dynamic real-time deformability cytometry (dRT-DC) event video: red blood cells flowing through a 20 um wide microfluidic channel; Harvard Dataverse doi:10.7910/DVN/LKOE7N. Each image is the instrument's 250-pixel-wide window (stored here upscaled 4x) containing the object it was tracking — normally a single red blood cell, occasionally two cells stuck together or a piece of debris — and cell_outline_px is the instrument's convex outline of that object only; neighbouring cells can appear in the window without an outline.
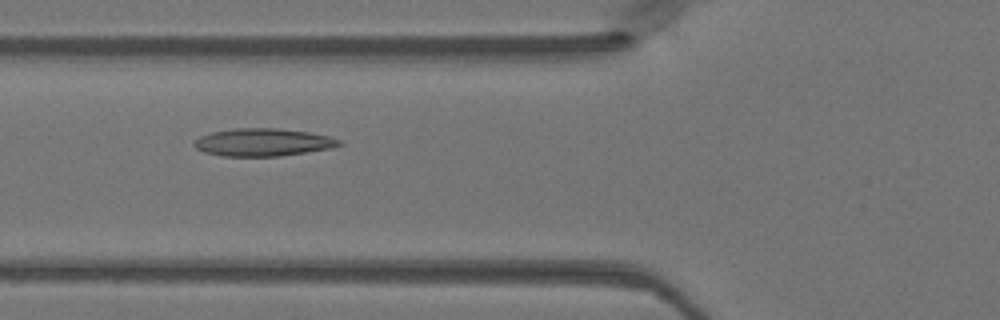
{"species": "Egyptian fruit bat (a non-hibernating species)", "species_latin": "Rousettus aegyptiacus", "temperature_condition": "warm", "stored_images_in_passage": 46, "camera_frame_rate_fps": 3000, "um_per_image_px": 0.085, "animal": {"sex": "female"}, "frame": {"image": 1, "passage_image": 16, "time_ms": 5.0, "image_size_px": [1000, 320], "cell_outline_px": [[344, 144], [332, 148], [280, 156], [220, 156], [204, 152], [196, 148], [192, 144], [200, 136], [212, 132], [236, 128], [276, 128], [308, 132], [328, 136], [340, 140]], "centroid_in_image_um": [22.35, 12.1], "position_along_channel_um": 103.5, "area_um2": 23.35}}
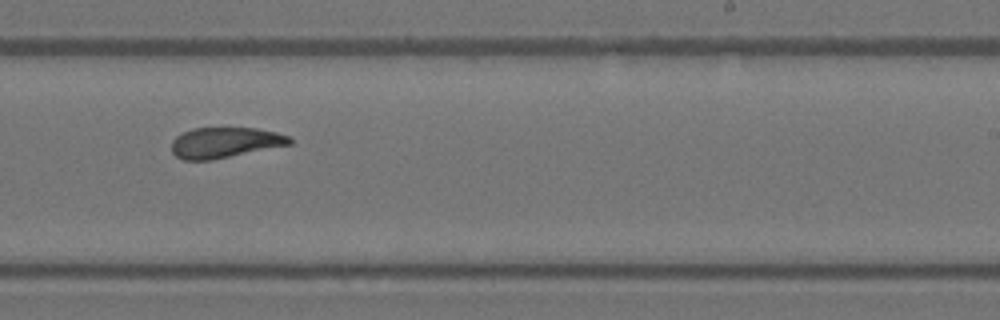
{"frame": {"image": 2, "passage_image": 28, "time_ms": 9.0, "image_size_px": [1000, 320], "cell_outline_px": [[292, 144], [212, 160], [184, 160], [176, 156], [172, 152], [172, 140], [176, 136], [192, 128], [256, 128], [276, 132], [292, 136]], "centroid_in_image_um": [19.14, 12.12], "position_along_channel_um": 269.9, "area_um2": 21.1}}
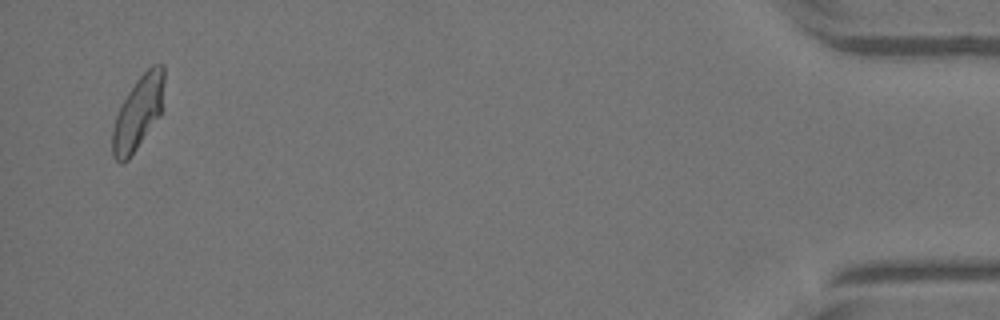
{"frame": {"image": 3, "passage_image": 45, "time_ms": 14.667, "image_size_px": [1000, 320], "cell_outline_px": [[164, 80], [160, 116], [128, 160], [124, 164], [120, 164], [112, 156], [112, 128], [116, 116], [128, 92], [136, 80], [152, 64], [164, 64]], "centroid_in_image_um": [11.73, 9.61], "position_along_channel_um": 423.5, "area_um2": 22.02}}